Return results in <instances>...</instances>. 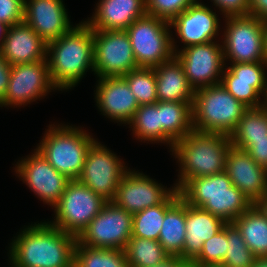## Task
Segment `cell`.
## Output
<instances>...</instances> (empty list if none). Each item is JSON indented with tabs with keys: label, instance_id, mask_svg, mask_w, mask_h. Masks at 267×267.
Returning a JSON list of instances; mask_svg holds the SVG:
<instances>
[{
	"label": "cell",
	"instance_id": "cell-15",
	"mask_svg": "<svg viewBox=\"0 0 267 267\" xmlns=\"http://www.w3.org/2000/svg\"><path fill=\"white\" fill-rule=\"evenodd\" d=\"M33 153L17 162L15 172L37 197L53 209L70 180L58 172L38 150L35 149Z\"/></svg>",
	"mask_w": 267,
	"mask_h": 267
},
{
	"label": "cell",
	"instance_id": "cell-45",
	"mask_svg": "<svg viewBox=\"0 0 267 267\" xmlns=\"http://www.w3.org/2000/svg\"><path fill=\"white\" fill-rule=\"evenodd\" d=\"M264 62L267 64V19L264 20Z\"/></svg>",
	"mask_w": 267,
	"mask_h": 267
},
{
	"label": "cell",
	"instance_id": "cell-10",
	"mask_svg": "<svg viewBox=\"0 0 267 267\" xmlns=\"http://www.w3.org/2000/svg\"><path fill=\"white\" fill-rule=\"evenodd\" d=\"M132 222L133 214L108 201L77 238V242L93 248L124 250L132 237Z\"/></svg>",
	"mask_w": 267,
	"mask_h": 267
},
{
	"label": "cell",
	"instance_id": "cell-16",
	"mask_svg": "<svg viewBox=\"0 0 267 267\" xmlns=\"http://www.w3.org/2000/svg\"><path fill=\"white\" fill-rule=\"evenodd\" d=\"M230 65H225L227 68L223 70L220 84L246 107H262L263 98L260 97H263L266 91L267 64L258 61Z\"/></svg>",
	"mask_w": 267,
	"mask_h": 267
},
{
	"label": "cell",
	"instance_id": "cell-37",
	"mask_svg": "<svg viewBox=\"0 0 267 267\" xmlns=\"http://www.w3.org/2000/svg\"><path fill=\"white\" fill-rule=\"evenodd\" d=\"M193 3L194 0H145L146 14L170 23Z\"/></svg>",
	"mask_w": 267,
	"mask_h": 267
},
{
	"label": "cell",
	"instance_id": "cell-29",
	"mask_svg": "<svg viewBox=\"0 0 267 267\" xmlns=\"http://www.w3.org/2000/svg\"><path fill=\"white\" fill-rule=\"evenodd\" d=\"M267 139V107L248 108L230 134L232 147L242 149L250 140Z\"/></svg>",
	"mask_w": 267,
	"mask_h": 267
},
{
	"label": "cell",
	"instance_id": "cell-48",
	"mask_svg": "<svg viewBox=\"0 0 267 267\" xmlns=\"http://www.w3.org/2000/svg\"><path fill=\"white\" fill-rule=\"evenodd\" d=\"M263 106L267 107V83H266V91L264 94Z\"/></svg>",
	"mask_w": 267,
	"mask_h": 267
},
{
	"label": "cell",
	"instance_id": "cell-33",
	"mask_svg": "<svg viewBox=\"0 0 267 267\" xmlns=\"http://www.w3.org/2000/svg\"><path fill=\"white\" fill-rule=\"evenodd\" d=\"M123 78L127 81L139 105L157 102L156 77L153 67H138L124 75Z\"/></svg>",
	"mask_w": 267,
	"mask_h": 267
},
{
	"label": "cell",
	"instance_id": "cell-35",
	"mask_svg": "<svg viewBox=\"0 0 267 267\" xmlns=\"http://www.w3.org/2000/svg\"><path fill=\"white\" fill-rule=\"evenodd\" d=\"M227 253L222 267H253L256 257L247 247L240 230L233 222L226 223Z\"/></svg>",
	"mask_w": 267,
	"mask_h": 267
},
{
	"label": "cell",
	"instance_id": "cell-22",
	"mask_svg": "<svg viewBox=\"0 0 267 267\" xmlns=\"http://www.w3.org/2000/svg\"><path fill=\"white\" fill-rule=\"evenodd\" d=\"M0 52L14 66L46 60L47 43L24 21L9 27Z\"/></svg>",
	"mask_w": 267,
	"mask_h": 267
},
{
	"label": "cell",
	"instance_id": "cell-38",
	"mask_svg": "<svg viewBox=\"0 0 267 267\" xmlns=\"http://www.w3.org/2000/svg\"><path fill=\"white\" fill-rule=\"evenodd\" d=\"M24 21V0H0V22L9 26Z\"/></svg>",
	"mask_w": 267,
	"mask_h": 267
},
{
	"label": "cell",
	"instance_id": "cell-34",
	"mask_svg": "<svg viewBox=\"0 0 267 267\" xmlns=\"http://www.w3.org/2000/svg\"><path fill=\"white\" fill-rule=\"evenodd\" d=\"M164 217L165 200L133 214L132 237L158 241Z\"/></svg>",
	"mask_w": 267,
	"mask_h": 267
},
{
	"label": "cell",
	"instance_id": "cell-40",
	"mask_svg": "<svg viewBox=\"0 0 267 267\" xmlns=\"http://www.w3.org/2000/svg\"><path fill=\"white\" fill-rule=\"evenodd\" d=\"M241 150L246 151L258 165L267 170V139L250 140Z\"/></svg>",
	"mask_w": 267,
	"mask_h": 267
},
{
	"label": "cell",
	"instance_id": "cell-42",
	"mask_svg": "<svg viewBox=\"0 0 267 267\" xmlns=\"http://www.w3.org/2000/svg\"><path fill=\"white\" fill-rule=\"evenodd\" d=\"M250 13L259 19H267V0H249Z\"/></svg>",
	"mask_w": 267,
	"mask_h": 267
},
{
	"label": "cell",
	"instance_id": "cell-26",
	"mask_svg": "<svg viewBox=\"0 0 267 267\" xmlns=\"http://www.w3.org/2000/svg\"><path fill=\"white\" fill-rule=\"evenodd\" d=\"M153 69L156 77L157 101L193 103L195 91L188 82L182 64L175 56Z\"/></svg>",
	"mask_w": 267,
	"mask_h": 267
},
{
	"label": "cell",
	"instance_id": "cell-25",
	"mask_svg": "<svg viewBox=\"0 0 267 267\" xmlns=\"http://www.w3.org/2000/svg\"><path fill=\"white\" fill-rule=\"evenodd\" d=\"M185 234V201L175 189L165 199V217L158 241L170 256H179L183 260Z\"/></svg>",
	"mask_w": 267,
	"mask_h": 267
},
{
	"label": "cell",
	"instance_id": "cell-47",
	"mask_svg": "<svg viewBox=\"0 0 267 267\" xmlns=\"http://www.w3.org/2000/svg\"><path fill=\"white\" fill-rule=\"evenodd\" d=\"M181 267H198L192 262H185Z\"/></svg>",
	"mask_w": 267,
	"mask_h": 267
},
{
	"label": "cell",
	"instance_id": "cell-41",
	"mask_svg": "<svg viewBox=\"0 0 267 267\" xmlns=\"http://www.w3.org/2000/svg\"><path fill=\"white\" fill-rule=\"evenodd\" d=\"M11 65L0 52V104L4 101L8 89Z\"/></svg>",
	"mask_w": 267,
	"mask_h": 267
},
{
	"label": "cell",
	"instance_id": "cell-31",
	"mask_svg": "<svg viewBox=\"0 0 267 267\" xmlns=\"http://www.w3.org/2000/svg\"><path fill=\"white\" fill-rule=\"evenodd\" d=\"M74 265L76 267H129L124 250L93 248L78 242L74 249Z\"/></svg>",
	"mask_w": 267,
	"mask_h": 267
},
{
	"label": "cell",
	"instance_id": "cell-39",
	"mask_svg": "<svg viewBox=\"0 0 267 267\" xmlns=\"http://www.w3.org/2000/svg\"><path fill=\"white\" fill-rule=\"evenodd\" d=\"M215 7L224 14V18L246 16L250 13L249 0H211Z\"/></svg>",
	"mask_w": 267,
	"mask_h": 267
},
{
	"label": "cell",
	"instance_id": "cell-27",
	"mask_svg": "<svg viewBox=\"0 0 267 267\" xmlns=\"http://www.w3.org/2000/svg\"><path fill=\"white\" fill-rule=\"evenodd\" d=\"M233 223L256 258L267 257V206L253 204Z\"/></svg>",
	"mask_w": 267,
	"mask_h": 267
},
{
	"label": "cell",
	"instance_id": "cell-20",
	"mask_svg": "<svg viewBox=\"0 0 267 267\" xmlns=\"http://www.w3.org/2000/svg\"><path fill=\"white\" fill-rule=\"evenodd\" d=\"M202 2H195L170 22L184 47L216 40L220 28L219 18Z\"/></svg>",
	"mask_w": 267,
	"mask_h": 267
},
{
	"label": "cell",
	"instance_id": "cell-11",
	"mask_svg": "<svg viewBox=\"0 0 267 267\" xmlns=\"http://www.w3.org/2000/svg\"><path fill=\"white\" fill-rule=\"evenodd\" d=\"M94 74L123 77L138 68L126 30H93Z\"/></svg>",
	"mask_w": 267,
	"mask_h": 267
},
{
	"label": "cell",
	"instance_id": "cell-24",
	"mask_svg": "<svg viewBox=\"0 0 267 267\" xmlns=\"http://www.w3.org/2000/svg\"><path fill=\"white\" fill-rule=\"evenodd\" d=\"M224 224L221 218L185 202L183 261L192 262L201 252L203 243L221 230Z\"/></svg>",
	"mask_w": 267,
	"mask_h": 267
},
{
	"label": "cell",
	"instance_id": "cell-18",
	"mask_svg": "<svg viewBox=\"0 0 267 267\" xmlns=\"http://www.w3.org/2000/svg\"><path fill=\"white\" fill-rule=\"evenodd\" d=\"M225 172L232 184L253 204L267 202V170L258 165L246 151L231 146L226 156Z\"/></svg>",
	"mask_w": 267,
	"mask_h": 267
},
{
	"label": "cell",
	"instance_id": "cell-19",
	"mask_svg": "<svg viewBox=\"0 0 267 267\" xmlns=\"http://www.w3.org/2000/svg\"><path fill=\"white\" fill-rule=\"evenodd\" d=\"M66 11L63 0H24V22L47 44L72 28Z\"/></svg>",
	"mask_w": 267,
	"mask_h": 267
},
{
	"label": "cell",
	"instance_id": "cell-12",
	"mask_svg": "<svg viewBox=\"0 0 267 267\" xmlns=\"http://www.w3.org/2000/svg\"><path fill=\"white\" fill-rule=\"evenodd\" d=\"M128 170L116 154L95 140L77 180L108 202L115 197L119 182Z\"/></svg>",
	"mask_w": 267,
	"mask_h": 267
},
{
	"label": "cell",
	"instance_id": "cell-1",
	"mask_svg": "<svg viewBox=\"0 0 267 267\" xmlns=\"http://www.w3.org/2000/svg\"><path fill=\"white\" fill-rule=\"evenodd\" d=\"M15 238L9 250L13 267H71L74 264L77 238L48 222L26 226Z\"/></svg>",
	"mask_w": 267,
	"mask_h": 267
},
{
	"label": "cell",
	"instance_id": "cell-23",
	"mask_svg": "<svg viewBox=\"0 0 267 267\" xmlns=\"http://www.w3.org/2000/svg\"><path fill=\"white\" fill-rule=\"evenodd\" d=\"M96 6L85 21L92 30H126L146 14L145 0H99Z\"/></svg>",
	"mask_w": 267,
	"mask_h": 267
},
{
	"label": "cell",
	"instance_id": "cell-3",
	"mask_svg": "<svg viewBox=\"0 0 267 267\" xmlns=\"http://www.w3.org/2000/svg\"><path fill=\"white\" fill-rule=\"evenodd\" d=\"M231 146L229 135L193 129L175 142L171 150L181 171L174 187L179 191L192 178L224 172Z\"/></svg>",
	"mask_w": 267,
	"mask_h": 267
},
{
	"label": "cell",
	"instance_id": "cell-44",
	"mask_svg": "<svg viewBox=\"0 0 267 267\" xmlns=\"http://www.w3.org/2000/svg\"><path fill=\"white\" fill-rule=\"evenodd\" d=\"M9 25L6 23L0 22V48L2 47V44L4 42V38L7 35Z\"/></svg>",
	"mask_w": 267,
	"mask_h": 267
},
{
	"label": "cell",
	"instance_id": "cell-30",
	"mask_svg": "<svg viewBox=\"0 0 267 267\" xmlns=\"http://www.w3.org/2000/svg\"><path fill=\"white\" fill-rule=\"evenodd\" d=\"M129 267H155L170 255L159 241L131 237L124 249Z\"/></svg>",
	"mask_w": 267,
	"mask_h": 267
},
{
	"label": "cell",
	"instance_id": "cell-49",
	"mask_svg": "<svg viewBox=\"0 0 267 267\" xmlns=\"http://www.w3.org/2000/svg\"><path fill=\"white\" fill-rule=\"evenodd\" d=\"M206 267H222V266H220V265H217V266H206Z\"/></svg>",
	"mask_w": 267,
	"mask_h": 267
},
{
	"label": "cell",
	"instance_id": "cell-14",
	"mask_svg": "<svg viewBox=\"0 0 267 267\" xmlns=\"http://www.w3.org/2000/svg\"><path fill=\"white\" fill-rule=\"evenodd\" d=\"M53 88L57 90L50 79L47 60L16 64L11 66L8 89L0 107L30 104Z\"/></svg>",
	"mask_w": 267,
	"mask_h": 267
},
{
	"label": "cell",
	"instance_id": "cell-4",
	"mask_svg": "<svg viewBox=\"0 0 267 267\" xmlns=\"http://www.w3.org/2000/svg\"><path fill=\"white\" fill-rule=\"evenodd\" d=\"M181 198L191 206L233 222L253 203L232 184L228 174L222 173L190 179L180 190Z\"/></svg>",
	"mask_w": 267,
	"mask_h": 267
},
{
	"label": "cell",
	"instance_id": "cell-6",
	"mask_svg": "<svg viewBox=\"0 0 267 267\" xmlns=\"http://www.w3.org/2000/svg\"><path fill=\"white\" fill-rule=\"evenodd\" d=\"M248 109L220 83L195 90L192 104V127L203 132L229 135L237 128Z\"/></svg>",
	"mask_w": 267,
	"mask_h": 267
},
{
	"label": "cell",
	"instance_id": "cell-32",
	"mask_svg": "<svg viewBox=\"0 0 267 267\" xmlns=\"http://www.w3.org/2000/svg\"><path fill=\"white\" fill-rule=\"evenodd\" d=\"M132 128L134 137L153 143L161 142L160 101L139 105L132 120L127 124Z\"/></svg>",
	"mask_w": 267,
	"mask_h": 267
},
{
	"label": "cell",
	"instance_id": "cell-2",
	"mask_svg": "<svg viewBox=\"0 0 267 267\" xmlns=\"http://www.w3.org/2000/svg\"><path fill=\"white\" fill-rule=\"evenodd\" d=\"M46 57L56 89H71L89 69L94 72L93 30L85 21L73 26L47 44Z\"/></svg>",
	"mask_w": 267,
	"mask_h": 267
},
{
	"label": "cell",
	"instance_id": "cell-21",
	"mask_svg": "<svg viewBox=\"0 0 267 267\" xmlns=\"http://www.w3.org/2000/svg\"><path fill=\"white\" fill-rule=\"evenodd\" d=\"M95 99L104 116L122 124H128L139 107L123 77L99 78Z\"/></svg>",
	"mask_w": 267,
	"mask_h": 267
},
{
	"label": "cell",
	"instance_id": "cell-43",
	"mask_svg": "<svg viewBox=\"0 0 267 267\" xmlns=\"http://www.w3.org/2000/svg\"><path fill=\"white\" fill-rule=\"evenodd\" d=\"M184 263L185 261H183L179 256H169L155 267H181Z\"/></svg>",
	"mask_w": 267,
	"mask_h": 267
},
{
	"label": "cell",
	"instance_id": "cell-36",
	"mask_svg": "<svg viewBox=\"0 0 267 267\" xmlns=\"http://www.w3.org/2000/svg\"><path fill=\"white\" fill-rule=\"evenodd\" d=\"M226 223L213 237L203 243L199 255L192 261L198 267L221 265L228 247Z\"/></svg>",
	"mask_w": 267,
	"mask_h": 267
},
{
	"label": "cell",
	"instance_id": "cell-8",
	"mask_svg": "<svg viewBox=\"0 0 267 267\" xmlns=\"http://www.w3.org/2000/svg\"><path fill=\"white\" fill-rule=\"evenodd\" d=\"M107 201L78 180H70L60 200L53 207L54 227L78 238Z\"/></svg>",
	"mask_w": 267,
	"mask_h": 267
},
{
	"label": "cell",
	"instance_id": "cell-46",
	"mask_svg": "<svg viewBox=\"0 0 267 267\" xmlns=\"http://www.w3.org/2000/svg\"><path fill=\"white\" fill-rule=\"evenodd\" d=\"M253 267H267V257L256 258Z\"/></svg>",
	"mask_w": 267,
	"mask_h": 267
},
{
	"label": "cell",
	"instance_id": "cell-5",
	"mask_svg": "<svg viewBox=\"0 0 267 267\" xmlns=\"http://www.w3.org/2000/svg\"><path fill=\"white\" fill-rule=\"evenodd\" d=\"M96 139L79 127L50 125L37 146L44 158L69 180L80 176L88 149Z\"/></svg>",
	"mask_w": 267,
	"mask_h": 267
},
{
	"label": "cell",
	"instance_id": "cell-28",
	"mask_svg": "<svg viewBox=\"0 0 267 267\" xmlns=\"http://www.w3.org/2000/svg\"><path fill=\"white\" fill-rule=\"evenodd\" d=\"M192 104L160 101L161 143L172 150L174 143L193 130Z\"/></svg>",
	"mask_w": 267,
	"mask_h": 267
},
{
	"label": "cell",
	"instance_id": "cell-9",
	"mask_svg": "<svg viewBox=\"0 0 267 267\" xmlns=\"http://www.w3.org/2000/svg\"><path fill=\"white\" fill-rule=\"evenodd\" d=\"M224 61H264V20L252 15L225 18Z\"/></svg>",
	"mask_w": 267,
	"mask_h": 267
},
{
	"label": "cell",
	"instance_id": "cell-7",
	"mask_svg": "<svg viewBox=\"0 0 267 267\" xmlns=\"http://www.w3.org/2000/svg\"><path fill=\"white\" fill-rule=\"evenodd\" d=\"M170 28L169 22L145 14L126 29L138 67H155L175 56Z\"/></svg>",
	"mask_w": 267,
	"mask_h": 267
},
{
	"label": "cell",
	"instance_id": "cell-17",
	"mask_svg": "<svg viewBox=\"0 0 267 267\" xmlns=\"http://www.w3.org/2000/svg\"><path fill=\"white\" fill-rule=\"evenodd\" d=\"M175 189H166L147 175L129 168L119 182L112 202L128 213L135 214L161 204Z\"/></svg>",
	"mask_w": 267,
	"mask_h": 267
},
{
	"label": "cell",
	"instance_id": "cell-13",
	"mask_svg": "<svg viewBox=\"0 0 267 267\" xmlns=\"http://www.w3.org/2000/svg\"><path fill=\"white\" fill-rule=\"evenodd\" d=\"M216 42L219 41L190 45L178 50L172 38L175 57L182 64L188 82L194 91L221 82L226 62L223 47Z\"/></svg>",
	"mask_w": 267,
	"mask_h": 267
}]
</instances>
